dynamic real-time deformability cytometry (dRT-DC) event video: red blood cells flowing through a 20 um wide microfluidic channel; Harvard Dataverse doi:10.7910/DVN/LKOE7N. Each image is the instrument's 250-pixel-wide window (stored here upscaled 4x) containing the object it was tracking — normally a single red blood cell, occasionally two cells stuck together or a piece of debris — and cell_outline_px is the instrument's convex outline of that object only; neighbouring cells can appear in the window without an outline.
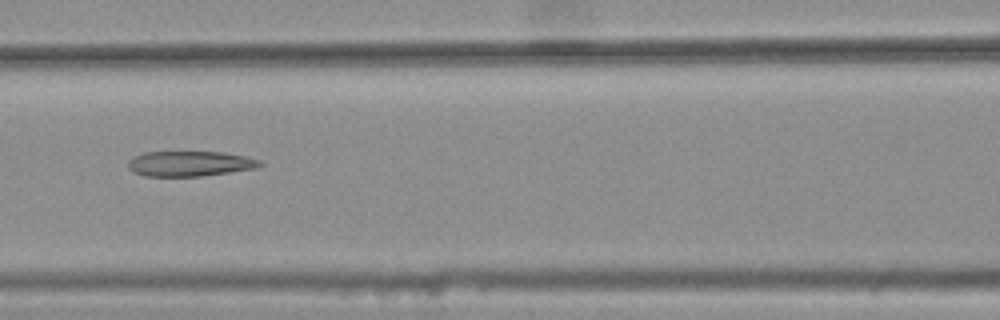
{"species": "common noctule bat (a hibernating species)", "species_latin": "Nyctalus noctula", "temperature_condition": "warm", "stored_images_in_passage": 8, "camera_frame_rate_fps": 3000, "um_per_image_px": 0.085, "animal": {"sex": "female", "body_mass_g": 25.1}, "frame": {"image": 1, "passage_image": 8, "time_ms": 2.333, "image_size_px": [1000, 320], "cell_outline_px": [[264, 164], [260, 168], [200, 176], [144, 176], [132, 172], [128, 168], [128, 160], [132, 156], [144, 152], [224, 152], [244, 156], [260, 160]], "centroid_in_image_um": [16.13, 13.91], "position_along_channel_um": 150.5, "area_um2": 19.59}}